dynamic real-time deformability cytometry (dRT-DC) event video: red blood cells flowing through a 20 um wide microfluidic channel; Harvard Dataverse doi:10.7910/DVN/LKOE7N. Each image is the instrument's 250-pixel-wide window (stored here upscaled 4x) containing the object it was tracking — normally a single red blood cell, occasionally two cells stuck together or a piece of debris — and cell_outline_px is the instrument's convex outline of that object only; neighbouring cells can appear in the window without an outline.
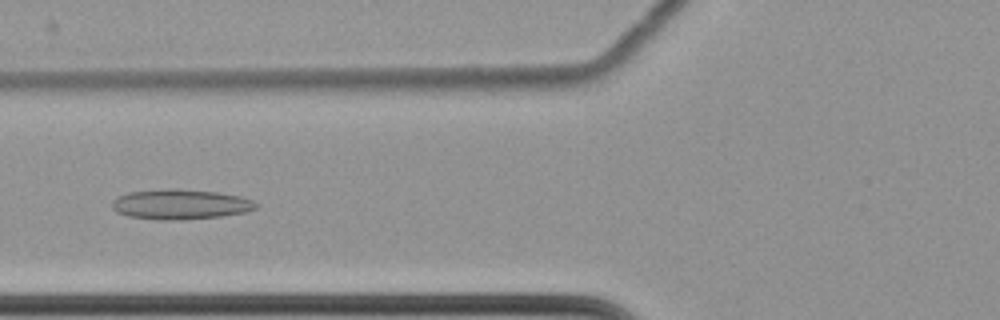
{"species": "common noctule bat (a hibernating species)", "species_latin": "Nyctalus noctula", "temperature_condition": "cold", "stored_images_in_passage": 51, "camera_frame_rate_fps": 3000, "um_per_image_px": 0.085, "animal": {"sex": "female", "body_mass_g": 22.7, "forearm_length_mm": 54.2}, "frame": {"image": 1, "passage_image": 18, "time_ms": 5.667, "image_size_px": [1000, 320], "cell_outline_px": [[260, 204], [256, 208], [244, 212], [220, 216], [176, 220], [164, 220], [128, 216], [116, 212], [112, 208], [112, 200], [128, 192], [168, 188], [176, 188], [220, 192], [240, 196], [252, 200]], "centroid_in_image_um": [15.34, 17.35], "position_along_channel_um": 110.5, "area_um2": 25.26}}
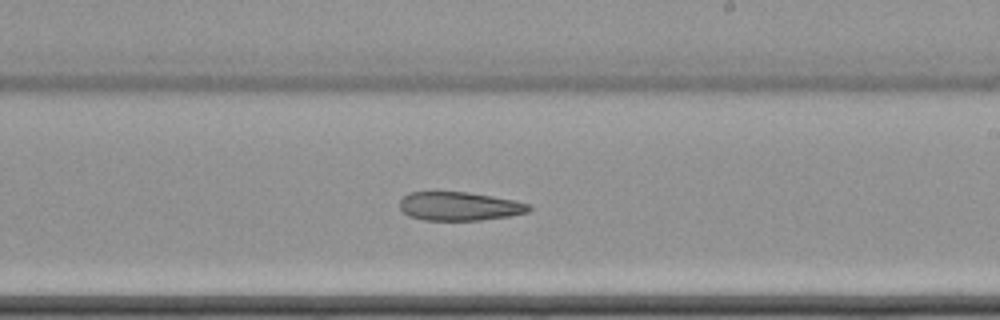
{"frame": {"image": 2, "passage_image": 30, "time_ms": 9.667, "image_size_px": [1000, 320], "cell_outline_px": [[532, 208], [528, 212], [508, 216], [480, 220], [424, 220], [408, 216], [400, 208], [400, 200], [408, 192], [468, 192], [516, 200], [528, 204]], "centroid_in_image_um": [39.04, 17.53], "position_along_channel_um": 250.0, "area_um2": 21.56}}
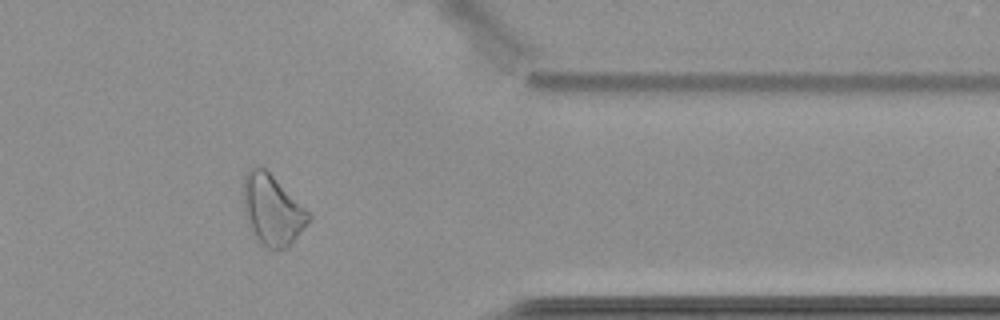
{"frame": {"image": 3, "passage_image": 43, "time_ms": 14.0, "image_size_px": [1000, 320], "cell_outline_px": [[312, 220], [288, 248], [276, 252], [260, 244], [248, 224], [244, 212], [244, 176], [248, 168], [256, 164], [260, 164], [312, 212]], "centroid_in_image_um": [23.19, 17.86], "position_along_channel_um": 388.2, "area_um2": 27.57}}